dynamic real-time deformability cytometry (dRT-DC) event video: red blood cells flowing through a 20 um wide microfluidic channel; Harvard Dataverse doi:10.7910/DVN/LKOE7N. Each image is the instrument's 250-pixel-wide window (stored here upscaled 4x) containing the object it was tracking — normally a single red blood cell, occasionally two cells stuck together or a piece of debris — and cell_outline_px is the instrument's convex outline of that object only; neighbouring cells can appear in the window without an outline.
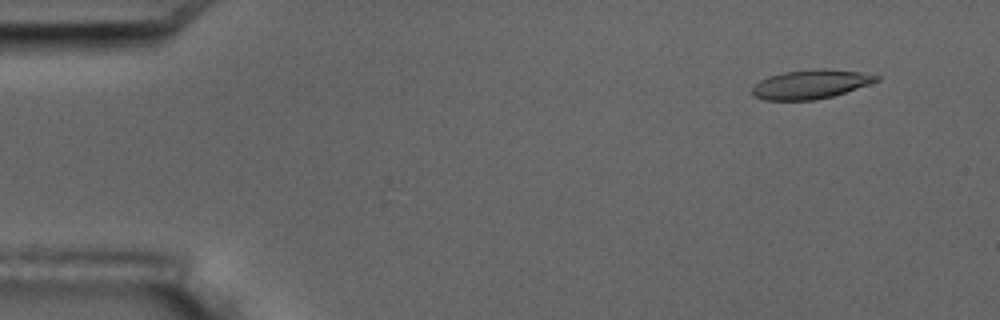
{"species": "common noctule bat (a hibernating species)", "species_latin": "Nyctalus noctula", "temperature_condition": "room temperature", "stored_images_in_passage": 17, "camera_frame_rate_fps": 3000, "um_per_image_px": 0.085, "animal": {"sex": "male", "body_mass_g": 17.5, "forearm_length_mm": 52.3}, "frame": {"image": 1, "passage_image": 2, "time_ms": 1.333, "image_size_px": [1000, 320], "cell_outline_px": [[880, 80], [832, 96], [816, 100], [764, 100], [756, 96], [752, 92], [752, 88], [760, 80], [768, 76], [784, 72], [820, 68], [824, 68], [860, 72], [880, 76]], "centroid_in_image_um": [68.9, 7.16], "position_along_channel_um": 16.1, "area_um2": 20.81}}
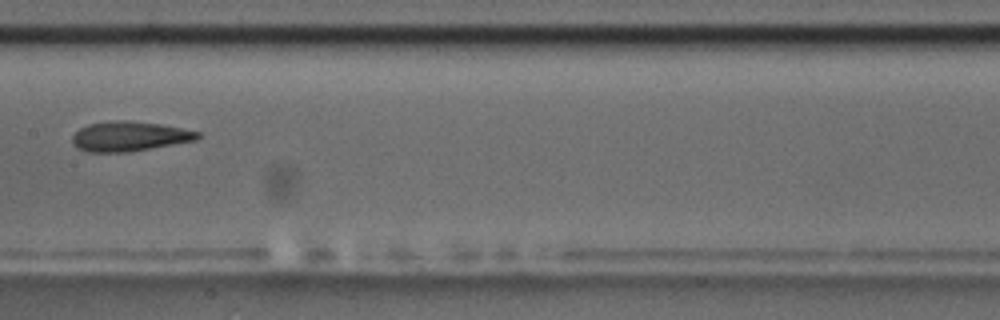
{"frame": {"image": 2, "passage_image": 9, "time_ms": 9.333, "image_size_px": [1000, 320], "cell_outline_px": [[200, 136], [196, 140], [128, 152], [88, 152], [76, 148], [72, 144], [72, 136], [80, 128], [88, 124], [112, 120], [128, 120], [160, 124], [200, 132]], "centroid_in_image_um": [10.95, 11.58], "position_along_channel_um": 196.5, "area_um2": 21.73}}
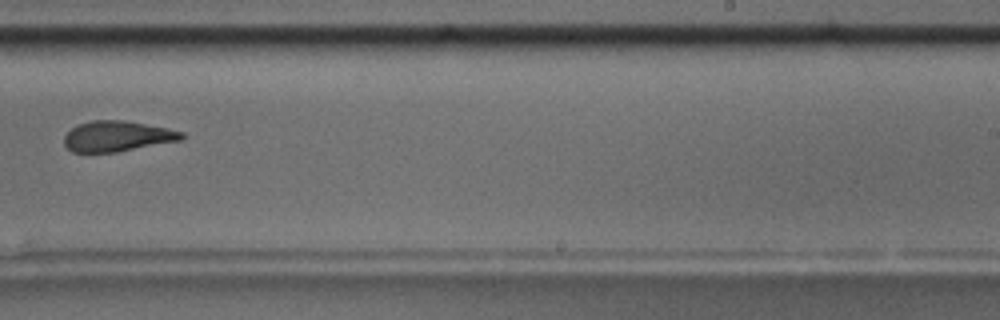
{"frame": {"image": 3, "passage_image": 11, "time_ms": 11.667, "image_size_px": [1000, 320], "cell_outline_px": [[184, 140], [116, 152], [72, 152], [64, 144], [64, 136], [72, 128], [80, 124], [92, 120], [124, 120], [168, 128], [184, 132]], "centroid_in_image_um": [10.0, 11.58], "position_along_channel_um": 279.0, "area_um2": 20.92}, "authors_computed_cell_mechanics": {"area_um2": 21.7328, "velocity_mm_per_s": 3.5535, "shape_relaxation_time_tau1_ms": 5.45, "shape_relaxation_time_tau2_ms": 2.2666, "deformation_change_tau1": 0.1936, "deformation_change_tau2": 0.1039}}